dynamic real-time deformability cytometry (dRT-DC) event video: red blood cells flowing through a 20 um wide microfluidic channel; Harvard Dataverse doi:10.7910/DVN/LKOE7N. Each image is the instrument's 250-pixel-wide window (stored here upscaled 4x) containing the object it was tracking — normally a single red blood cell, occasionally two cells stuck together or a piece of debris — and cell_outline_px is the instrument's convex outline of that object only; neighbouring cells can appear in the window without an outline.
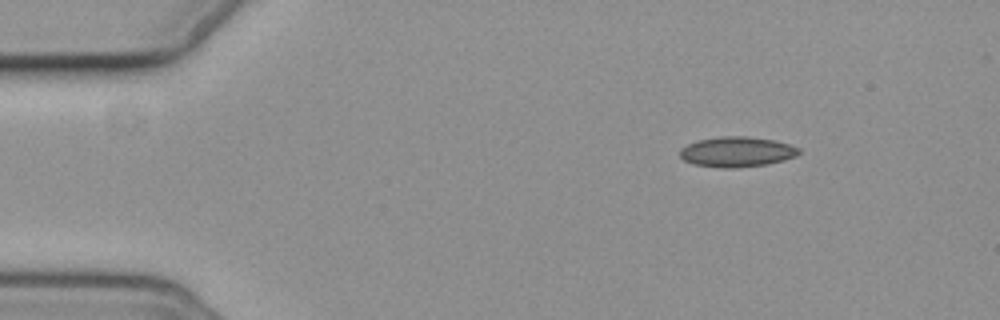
{"species": "common noctule bat (a hibernating species)", "species_latin": "Nyctalus noctula", "temperature_condition": "cold", "stored_images_in_passage": 4, "camera_frame_rate_fps": 3000, "um_per_image_px": 0.085, "animal": {"sex": "female", "body_mass_g": 19.3, "forearm_length_mm": 54.1}, "frame": {"image": 1, "passage_image": 1, "time_ms": 0.0, "image_size_px": [1000, 320], "cell_outline_px": [[800, 152], [796, 156], [784, 160], [768, 164], [736, 168], [720, 168], [692, 164], [684, 160], [680, 156], [680, 148], [688, 144], [700, 140], [720, 136], [744, 136], [772, 140], [788, 144], [800, 148]], "centroid_in_image_um": [62.62, 12.92], "position_along_channel_um": 22.4, "area_um2": 20.92}}
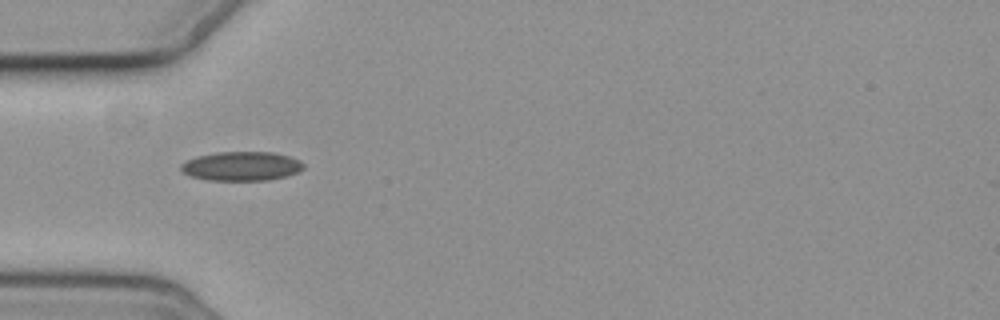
{"frame": {"image": 2, "passage_image": 4, "time_ms": 3.333, "image_size_px": [1000, 320], "cell_outline_px": [[304, 168], [288, 176], [268, 180], [208, 180], [192, 176], [184, 172], [180, 168], [180, 164], [196, 156], [216, 152], [272, 152], [288, 156], [300, 160], [304, 164]], "centroid_in_image_um": [20.54, 14.12], "position_along_channel_um": 64.5, "area_um2": 20.75}}